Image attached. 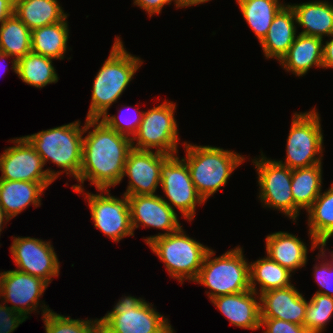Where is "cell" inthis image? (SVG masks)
Listing matches in <instances>:
<instances>
[{
    "instance_id": "1",
    "label": "cell",
    "mask_w": 333,
    "mask_h": 333,
    "mask_svg": "<svg viewBox=\"0 0 333 333\" xmlns=\"http://www.w3.org/2000/svg\"><path fill=\"white\" fill-rule=\"evenodd\" d=\"M82 145V164L74 192H84V181L97 190L110 189L123 180L124 166L132 149L131 137L117 133L100 119H85Z\"/></svg>"
},
{
    "instance_id": "2",
    "label": "cell",
    "mask_w": 333,
    "mask_h": 333,
    "mask_svg": "<svg viewBox=\"0 0 333 333\" xmlns=\"http://www.w3.org/2000/svg\"><path fill=\"white\" fill-rule=\"evenodd\" d=\"M121 38L116 36L108 58L96 74L92 98L86 119H100L122 96L143 61L127 52Z\"/></svg>"
},
{
    "instance_id": "3",
    "label": "cell",
    "mask_w": 333,
    "mask_h": 333,
    "mask_svg": "<svg viewBox=\"0 0 333 333\" xmlns=\"http://www.w3.org/2000/svg\"><path fill=\"white\" fill-rule=\"evenodd\" d=\"M185 160L197 193L208 200L224 187L232 172L243 163L244 156L220 147L197 146L184 142Z\"/></svg>"
},
{
    "instance_id": "4",
    "label": "cell",
    "mask_w": 333,
    "mask_h": 333,
    "mask_svg": "<svg viewBox=\"0 0 333 333\" xmlns=\"http://www.w3.org/2000/svg\"><path fill=\"white\" fill-rule=\"evenodd\" d=\"M80 123L77 120L24 136L40 155L44 165L51 161L63 169L57 171V178L64 172L76 180L79 177L84 135V126L81 128Z\"/></svg>"
},
{
    "instance_id": "5",
    "label": "cell",
    "mask_w": 333,
    "mask_h": 333,
    "mask_svg": "<svg viewBox=\"0 0 333 333\" xmlns=\"http://www.w3.org/2000/svg\"><path fill=\"white\" fill-rule=\"evenodd\" d=\"M238 245L219 257L209 249L197 278L193 281L207 287L208 298L241 293L250 290L249 263Z\"/></svg>"
},
{
    "instance_id": "6",
    "label": "cell",
    "mask_w": 333,
    "mask_h": 333,
    "mask_svg": "<svg viewBox=\"0 0 333 333\" xmlns=\"http://www.w3.org/2000/svg\"><path fill=\"white\" fill-rule=\"evenodd\" d=\"M147 245L165 264L169 275L180 284L197 278L210 249L189 237L182 226L171 234L152 239Z\"/></svg>"
},
{
    "instance_id": "7",
    "label": "cell",
    "mask_w": 333,
    "mask_h": 333,
    "mask_svg": "<svg viewBox=\"0 0 333 333\" xmlns=\"http://www.w3.org/2000/svg\"><path fill=\"white\" fill-rule=\"evenodd\" d=\"M169 319L143 298L124 296L99 319L106 333H174Z\"/></svg>"
},
{
    "instance_id": "8",
    "label": "cell",
    "mask_w": 333,
    "mask_h": 333,
    "mask_svg": "<svg viewBox=\"0 0 333 333\" xmlns=\"http://www.w3.org/2000/svg\"><path fill=\"white\" fill-rule=\"evenodd\" d=\"M316 107L308 112H295L286 144V159L276 160L289 169L322 164L323 132ZM317 155V156H316Z\"/></svg>"
},
{
    "instance_id": "9",
    "label": "cell",
    "mask_w": 333,
    "mask_h": 333,
    "mask_svg": "<svg viewBox=\"0 0 333 333\" xmlns=\"http://www.w3.org/2000/svg\"><path fill=\"white\" fill-rule=\"evenodd\" d=\"M176 104L165 100L162 104L144 111L137 133L131 139L132 148L161 152L169 156L178 153V125L175 119ZM136 141V142H134Z\"/></svg>"
},
{
    "instance_id": "10",
    "label": "cell",
    "mask_w": 333,
    "mask_h": 333,
    "mask_svg": "<svg viewBox=\"0 0 333 333\" xmlns=\"http://www.w3.org/2000/svg\"><path fill=\"white\" fill-rule=\"evenodd\" d=\"M15 145L0 155V179L41 183L48 188L57 179V171L43 169L42 158L24 137L10 139Z\"/></svg>"
},
{
    "instance_id": "11",
    "label": "cell",
    "mask_w": 333,
    "mask_h": 333,
    "mask_svg": "<svg viewBox=\"0 0 333 333\" xmlns=\"http://www.w3.org/2000/svg\"><path fill=\"white\" fill-rule=\"evenodd\" d=\"M160 186L165 193L163 200L175 211L177 209L189 222L194 219L196 206L205 201L197 193L185 160L169 156L161 165Z\"/></svg>"
},
{
    "instance_id": "12",
    "label": "cell",
    "mask_w": 333,
    "mask_h": 333,
    "mask_svg": "<svg viewBox=\"0 0 333 333\" xmlns=\"http://www.w3.org/2000/svg\"><path fill=\"white\" fill-rule=\"evenodd\" d=\"M258 174L259 200L294 221V199L291 192L292 169L276 160L261 157L252 160Z\"/></svg>"
},
{
    "instance_id": "13",
    "label": "cell",
    "mask_w": 333,
    "mask_h": 333,
    "mask_svg": "<svg viewBox=\"0 0 333 333\" xmlns=\"http://www.w3.org/2000/svg\"><path fill=\"white\" fill-rule=\"evenodd\" d=\"M97 191V194L86 192L84 197L88 200L94 227L114 242H119L126 236H134L128 196H112L109 189Z\"/></svg>"
},
{
    "instance_id": "14",
    "label": "cell",
    "mask_w": 333,
    "mask_h": 333,
    "mask_svg": "<svg viewBox=\"0 0 333 333\" xmlns=\"http://www.w3.org/2000/svg\"><path fill=\"white\" fill-rule=\"evenodd\" d=\"M48 283L42 278L32 276L25 272L9 270L0 272V298L4 303H11V309L28 319L29 314L42 309L43 316L52 311L49 306L39 300L44 294ZM40 303V304H39Z\"/></svg>"
},
{
    "instance_id": "15",
    "label": "cell",
    "mask_w": 333,
    "mask_h": 333,
    "mask_svg": "<svg viewBox=\"0 0 333 333\" xmlns=\"http://www.w3.org/2000/svg\"><path fill=\"white\" fill-rule=\"evenodd\" d=\"M10 252L19 271L42 278L48 284L58 277L60 261L50 241L31 237H12Z\"/></svg>"
},
{
    "instance_id": "16",
    "label": "cell",
    "mask_w": 333,
    "mask_h": 333,
    "mask_svg": "<svg viewBox=\"0 0 333 333\" xmlns=\"http://www.w3.org/2000/svg\"><path fill=\"white\" fill-rule=\"evenodd\" d=\"M133 232L142 226L164 230V233L143 238L148 244L152 239L177 231L181 224L174 211L159 195L128 196Z\"/></svg>"
},
{
    "instance_id": "17",
    "label": "cell",
    "mask_w": 333,
    "mask_h": 333,
    "mask_svg": "<svg viewBox=\"0 0 333 333\" xmlns=\"http://www.w3.org/2000/svg\"><path fill=\"white\" fill-rule=\"evenodd\" d=\"M169 155L132 148L126 158L124 176L129 177L126 196L155 195L160 186L161 165Z\"/></svg>"
},
{
    "instance_id": "18",
    "label": "cell",
    "mask_w": 333,
    "mask_h": 333,
    "mask_svg": "<svg viewBox=\"0 0 333 333\" xmlns=\"http://www.w3.org/2000/svg\"><path fill=\"white\" fill-rule=\"evenodd\" d=\"M308 301L292 284L260 294L261 318H277L304 326Z\"/></svg>"
},
{
    "instance_id": "19",
    "label": "cell",
    "mask_w": 333,
    "mask_h": 333,
    "mask_svg": "<svg viewBox=\"0 0 333 333\" xmlns=\"http://www.w3.org/2000/svg\"><path fill=\"white\" fill-rule=\"evenodd\" d=\"M258 300V301H257ZM230 324L250 330L260 329V295L253 290L219 296L210 300Z\"/></svg>"
},
{
    "instance_id": "20",
    "label": "cell",
    "mask_w": 333,
    "mask_h": 333,
    "mask_svg": "<svg viewBox=\"0 0 333 333\" xmlns=\"http://www.w3.org/2000/svg\"><path fill=\"white\" fill-rule=\"evenodd\" d=\"M296 15L290 4L285 5L275 15L269 31L260 42L266 59L278 62L287 54L297 36Z\"/></svg>"
},
{
    "instance_id": "21",
    "label": "cell",
    "mask_w": 333,
    "mask_h": 333,
    "mask_svg": "<svg viewBox=\"0 0 333 333\" xmlns=\"http://www.w3.org/2000/svg\"><path fill=\"white\" fill-rule=\"evenodd\" d=\"M323 39L298 33L287 54L279 62L287 72L298 77L310 68H323Z\"/></svg>"
},
{
    "instance_id": "22",
    "label": "cell",
    "mask_w": 333,
    "mask_h": 333,
    "mask_svg": "<svg viewBox=\"0 0 333 333\" xmlns=\"http://www.w3.org/2000/svg\"><path fill=\"white\" fill-rule=\"evenodd\" d=\"M265 241L267 256L291 273L307 264L308 248L298 236L278 231L267 235Z\"/></svg>"
},
{
    "instance_id": "23",
    "label": "cell",
    "mask_w": 333,
    "mask_h": 333,
    "mask_svg": "<svg viewBox=\"0 0 333 333\" xmlns=\"http://www.w3.org/2000/svg\"><path fill=\"white\" fill-rule=\"evenodd\" d=\"M44 190L46 188L38 182L0 179V206L12 219L30 205L41 206Z\"/></svg>"
},
{
    "instance_id": "24",
    "label": "cell",
    "mask_w": 333,
    "mask_h": 333,
    "mask_svg": "<svg viewBox=\"0 0 333 333\" xmlns=\"http://www.w3.org/2000/svg\"><path fill=\"white\" fill-rule=\"evenodd\" d=\"M293 8L297 25L303 28L300 34L323 39L333 34V4L328 1H310L290 4Z\"/></svg>"
},
{
    "instance_id": "25",
    "label": "cell",
    "mask_w": 333,
    "mask_h": 333,
    "mask_svg": "<svg viewBox=\"0 0 333 333\" xmlns=\"http://www.w3.org/2000/svg\"><path fill=\"white\" fill-rule=\"evenodd\" d=\"M306 212L308 235H310L313 251L319 247V244H327L329 238L333 237V182L327 191L319 194Z\"/></svg>"
},
{
    "instance_id": "26",
    "label": "cell",
    "mask_w": 333,
    "mask_h": 333,
    "mask_svg": "<svg viewBox=\"0 0 333 333\" xmlns=\"http://www.w3.org/2000/svg\"><path fill=\"white\" fill-rule=\"evenodd\" d=\"M322 164L292 170L291 192L294 199V221L300 210H308L322 189Z\"/></svg>"
},
{
    "instance_id": "27",
    "label": "cell",
    "mask_w": 333,
    "mask_h": 333,
    "mask_svg": "<svg viewBox=\"0 0 333 333\" xmlns=\"http://www.w3.org/2000/svg\"><path fill=\"white\" fill-rule=\"evenodd\" d=\"M14 14L32 31L68 17L58 0H14Z\"/></svg>"
},
{
    "instance_id": "28",
    "label": "cell",
    "mask_w": 333,
    "mask_h": 333,
    "mask_svg": "<svg viewBox=\"0 0 333 333\" xmlns=\"http://www.w3.org/2000/svg\"><path fill=\"white\" fill-rule=\"evenodd\" d=\"M67 17L55 24L31 31V51L45 57L63 60L67 52L69 28Z\"/></svg>"
},
{
    "instance_id": "29",
    "label": "cell",
    "mask_w": 333,
    "mask_h": 333,
    "mask_svg": "<svg viewBox=\"0 0 333 333\" xmlns=\"http://www.w3.org/2000/svg\"><path fill=\"white\" fill-rule=\"evenodd\" d=\"M249 273L251 290L258 295L268 290L286 288L292 285L290 282L292 273L276 261L271 260L267 255L255 262H249ZM256 284H259L260 290L257 289Z\"/></svg>"
},
{
    "instance_id": "30",
    "label": "cell",
    "mask_w": 333,
    "mask_h": 333,
    "mask_svg": "<svg viewBox=\"0 0 333 333\" xmlns=\"http://www.w3.org/2000/svg\"><path fill=\"white\" fill-rule=\"evenodd\" d=\"M236 2L259 43L269 31L275 15L286 5L279 0H236Z\"/></svg>"
},
{
    "instance_id": "31",
    "label": "cell",
    "mask_w": 333,
    "mask_h": 333,
    "mask_svg": "<svg viewBox=\"0 0 333 333\" xmlns=\"http://www.w3.org/2000/svg\"><path fill=\"white\" fill-rule=\"evenodd\" d=\"M53 59L30 51L17 62V75L22 82L43 88L58 82V74L53 66Z\"/></svg>"
},
{
    "instance_id": "32",
    "label": "cell",
    "mask_w": 333,
    "mask_h": 333,
    "mask_svg": "<svg viewBox=\"0 0 333 333\" xmlns=\"http://www.w3.org/2000/svg\"><path fill=\"white\" fill-rule=\"evenodd\" d=\"M0 51L17 60L31 51V30L15 14L0 24Z\"/></svg>"
},
{
    "instance_id": "33",
    "label": "cell",
    "mask_w": 333,
    "mask_h": 333,
    "mask_svg": "<svg viewBox=\"0 0 333 333\" xmlns=\"http://www.w3.org/2000/svg\"><path fill=\"white\" fill-rule=\"evenodd\" d=\"M333 316V297L314 293L306 308L304 326L310 333H321Z\"/></svg>"
},
{
    "instance_id": "34",
    "label": "cell",
    "mask_w": 333,
    "mask_h": 333,
    "mask_svg": "<svg viewBox=\"0 0 333 333\" xmlns=\"http://www.w3.org/2000/svg\"><path fill=\"white\" fill-rule=\"evenodd\" d=\"M45 325V333H97L100 324L99 319L80 320L72 319L55 313L53 310L42 315Z\"/></svg>"
},
{
    "instance_id": "35",
    "label": "cell",
    "mask_w": 333,
    "mask_h": 333,
    "mask_svg": "<svg viewBox=\"0 0 333 333\" xmlns=\"http://www.w3.org/2000/svg\"><path fill=\"white\" fill-rule=\"evenodd\" d=\"M127 107L123 111L120 110V114L118 116L116 115L110 116L108 113H106L104 116L100 118V120H102L109 128L115 130L117 133L125 135L127 137H131L132 139L133 136L138 131V128L143 118L144 111L134 109L133 113L130 112L131 111L130 109H132V107L131 106ZM128 110L130 111L128 112ZM126 111H127L126 113L127 116L125 115Z\"/></svg>"
},
{
    "instance_id": "36",
    "label": "cell",
    "mask_w": 333,
    "mask_h": 333,
    "mask_svg": "<svg viewBox=\"0 0 333 333\" xmlns=\"http://www.w3.org/2000/svg\"><path fill=\"white\" fill-rule=\"evenodd\" d=\"M325 246L326 244H319L318 248L320 249L319 250L320 252H318L317 257L318 259L321 258L322 262L319 264L317 263L313 267L315 282H317V284L321 288L317 290L316 293L333 297V251H330L331 261H329L328 259H326L325 261V258H327V256L325 255L326 252Z\"/></svg>"
},
{
    "instance_id": "37",
    "label": "cell",
    "mask_w": 333,
    "mask_h": 333,
    "mask_svg": "<svg viewBox=\"0 0 333 333\" xmlns=\"http://www.w3.org/2000/svg\"><path fill=\"white\" fill-rule=\"evenodd\" d=\"M263 333H310L305 326L277 318H261L260 329Z\"/></svg>"
},
{
    "instance_id": "38",
    "label": "cell",
    "mask_w": 333,
    "mask_h": 333,
    "mask_svg": "<svg viewBox=\"0 0 333 333\" xmlns=\"http://www.w3.org/2000/svg\"><path fill=\"white\" fill-rule=\"evenodd\" d=\"M0 303V333H12L26 318L6 303Z\"/></svg>"
},
{
    "instance_id": "39",
    "label": "cell",
    "mask_w": 333,
    "mask_h": 333,
    "mask_svg": "<svg viewBox=\"0 0 333 333\" xmlns=\"http://www.w3.org/2000/svg\"><path fill=\"white\" fill-rule=\"evenodd\" d=\"M133 4L139 6L148 13L149 17L160 14L165 5H170L172 1L176 8H180L177 0H133Z\"/></svg>"
},
{
    "instance_id": "40",
    "label": "cell",
    "mask_w": 333,
    "mask_h": 333,
    "mask_svg": "<svg viewBox=\"0 0 333 333\" xmlns=\"http://www.w3.org/2000/svg\"><path fill=\"white\" fill-rule=\"evenodd\" d=\"M330 41H326L323 44V68L333 69V34L330 36ZM332 37V38H331Z\"/></svg>"
},
{
    "instance_id": "41",
    "label": "cell",
    "mask_w": 333,
    "mask_h": 333,
    "mask_svg": "<svg viewBox=\"0 0 333 333\" xmlns=\"http://www.w3.org/2000/svg\"><path fill=\"white\" fill-rule=\"evenodd\" d=\"M14 14V0H0V24Z\"/></svg>"
},
{
    "instance_id": "42",
    "label": "cell",
    "mask_w": 333,
    "mask_h": 333,
    "mask_svg": "<svg viewBox=\"0 0 333 333\" xmlns=\"http://www.w3.org/2000/svg\"><path fill=\"white\" fill-rule=\"evenodd\" d=\"M177 1L179 4V7L184 8V7H191V6H195V5H199V4H204L211 0H177Z\"/></svg>"
},
{
    "instance_id": "43",
    "label": "cell",
    "mask_w": 333,
    "mask_h": 333,
    "mask_svg": "<svg viewBox=\"0 0 333 333\" xmlns=\"http://www.w3.org/2000/svg\"><path fill=\"white\" fill-rule=\"evenodd\" d=\"M12 58V60H11V63H12V67L10 68L11 70H13L16 74H17V62H18V60L16 59V58H14V57H12V56H10V55H8L7 53H4V52H1L0 51V63H1V61L3 62V60L4 59H6V58ZM4 64V63H3ZM2 66V65H1ZM0 66V67H1ZM5 68L7 67V66H4ZM3 67V68H4ZM5 68H4V73H5ZM1 69V68H0Z\"/></svg>"
},
{
    "instance_id": "44",
    "label": "cell",
    "mask_w": 333,
    "mask_h": 333,
    "mask_svg": "<svg viewBox=\"0 0 333 333\" xmlns=\"http://www.w3.org/2000/svg\"><path fill=\"white\" fill-rule=\"evenodd\" d=\"M9 220H11L10 217L5 213V211L3 210V208L0 206V235H1V232H2V230L4 228L3 227L4 224L6 225V223Z\"/></svg>"
},
{
    "instance_id": "45",
    "label": "cell",
    "mask_w": 333,
    "mask_h": 333,
    "mask_svg": "<svg viewBox=\"0 0 333 333\" xmlns=\"http://www.w3.org/2000/svg\"><path fill=\"white\" fill-rule=\"evenodd\" d=\"M97 333H106V332L100 327Z\"/></svg>"
}]
</instances>
